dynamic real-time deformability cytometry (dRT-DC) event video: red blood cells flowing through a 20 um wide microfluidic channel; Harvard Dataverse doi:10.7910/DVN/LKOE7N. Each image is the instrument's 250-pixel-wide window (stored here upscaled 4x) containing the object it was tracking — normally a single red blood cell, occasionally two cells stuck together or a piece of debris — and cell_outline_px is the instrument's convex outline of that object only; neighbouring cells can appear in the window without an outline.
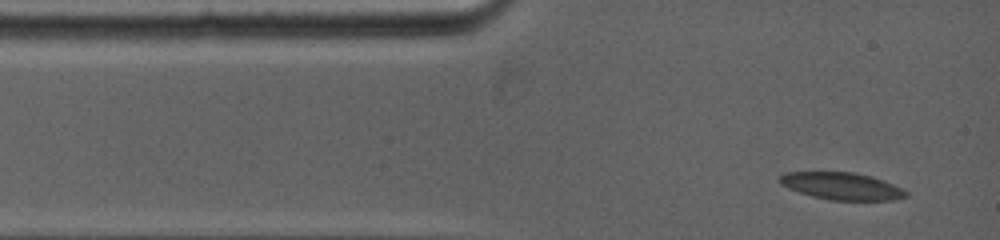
{"species": "common noctule bat (a hibernating species)", "species_latin": "Nyctalus noctula", "temperature_condition": "warm", "stored_images_in_passage": 3, "camera_frame_rate_fps": 5000, "um_per_image_px": 0.085, "animal": {"sex": "female", "body_mass_g": 19.0, "forearm_length_mm": 53.3}, "frame": {"image": 1, "passage_image": 1, "time_ms": 0.0, "image_size_px": [1000, 240], "cell_outline_px": [[908, 196], [892, 200], [828, 200], [812, 196], [788, 188], [780, 184], [776, 180], [784, 172], [852, 172], [872, 176], [892, 184], [908, 192]], "centroid_in_image_um": [71.5, 15.81], "position_along_channel_um": 13.5, "area_um2": 20.0}}
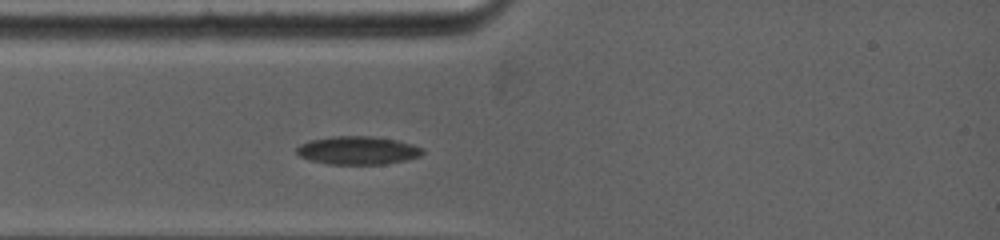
{"frame": {"image": 2, "passage_image": 3, "time_ms": 2.0, "image_size_px": [1000, 240], "cell_outline_px": [[424, 152], [420, 156], [404, 160], [384, 164], [328, 164], [312, 160], [300, 156], [296, 152], [296, 148], [300, 144], [308, 140], [332, 136], [372, 136], [396, 140], [412, 144], [424, 148]], "centroid_in_image_um": [30.4, 12.77], "position_along_channel_um": 54.6, "area_um2": 20.69}}